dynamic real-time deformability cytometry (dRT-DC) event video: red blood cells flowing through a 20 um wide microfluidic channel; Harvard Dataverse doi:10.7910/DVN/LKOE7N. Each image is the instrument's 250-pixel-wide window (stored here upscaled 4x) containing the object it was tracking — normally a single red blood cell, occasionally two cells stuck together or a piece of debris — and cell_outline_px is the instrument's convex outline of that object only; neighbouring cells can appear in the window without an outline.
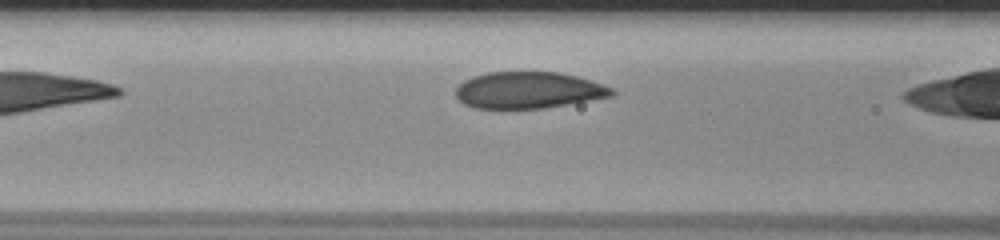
{"species": "human", "species_latin": "Homo sapiens", "temperature_condition": "room temperature", "stored_images_in_passage": 8, "camera_frame_rate_fps": 3000, "um_per_image_px": 0.085, "donor": {"sex": "male"}, "frame": {"image": 1, "passage_image": 6, "time_ms": 1.667, "image_size_px": [1000, 240], "cell_outline_px": [[616, 92], [612, 96], [544, 108], [476, 108], [464, 104], [456, 96], [456, 88], [464, 80], [472, 76], [488, 72], [560, 72], [576, 76], [604, 84], [612, 88]], "centroid_in_image_um": [44.92, 7.65], "position_along_channel_um": 121.7, "area_um2": 33.18}}